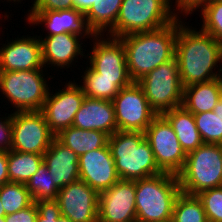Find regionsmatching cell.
Here are the masks:
<instances>
[{"instance_id":"6da1fadb","label":"cell","mask_w":222,"mask_h":222,"mask_svg":"<svg viewBox=\"0 0 222 222\" xmlns=\"http://www.w3.org/2000/svg\"><path fill=\"white\" fill-rule=\"evenodd\" d=\"M175 57L183 87L222 77L221 68L219 73L213 72L217 63L222 61V43L202 30L188 28L179 19Z\"/></svg>"},{"instance_id":"7a4b0ae2","label":"cell","mask_w":222,"mask_h":222,"mask_svg":"<svg viewBox=\"0 0 222 222\" xmlns=\"http://www.w3.org/2000/svg\"><path fill=\"white\" fill-rule=\"evenodd\" d=\"M177 32L178 18L159 29L119 38L125 48L128 72L133 82L175 57Z\"/></svg>"},{"instance_id":"3957f363","label":"cell","mask_w":222,"mask_h":222,"mask_svg":"<svg viewBox=\"0 0 222 222\" xmlns=\"http://www.w3.org/2000/svg\"><path fill=\"white\" fill-rule=\"evenodd\" d=\"M108 146L120 180L135 181L162 173L144 132L116 131L108 137Z\"/></svg>"},{"instance_id":"277c9868","label":"cell","mask_w":222,"mask_h":222,"mask_svg":"<svg viewBox=\"0 0 222 222\" xmlns=\"http://www.w3.org/2000/svg\"><path fill=\"white\" fill-rule=\"evenodd\" d=\"M137 222H159L172 219L173 206L181 193L178 176L162 172L135 180Z\"/></svg>"},{"instance_id":"5b68a950","label":"cell","mask_w":222,"mask_h":222,"mask_svg":"<svg viewBox=\"0 0 222 222\" xmlns=\"http://www.w3.org/2000/svg\"><path fill=\"white\" fill-rule=\"evenodd\" d=\"M171 0H123L115 25L109 36L120 38L129 34L159 29L174 22L179 12L172 11Z\"/></svg>"},{"instance_id":"8992f818","label":"cell","mask_w":222,"mask_h":222,"mask_svg":"<svg viewBox=\"0 0 222 222\" xmlns=\"http://www.w3.org/2000/svg\"><path fill=\"white\" fill-rule=\"evenodd\" d=\"M177 176L181 192L188 195L222 186V144L203 143L189 152Z\"/></svg>"},{"instance_id":"52a82bcc","label":"cell","mask_w":222,"mask_h":222,"mask_svg":"<svg viewBox=\"0 0 222 222\" xmlns=\"http://www.w3.org/2000/svg\"><path fill=\"white\" fill-rule=\"evenodd\" d=\"M42 71H0V91L15 112L41 111L50 91Z\"/></svg>"},{"instance_id":"ba28073f","label":"cell","mask_w":222,"mask_h":222,"mask_svg":"<svg viewBox=\"0 0 222 222\" xmlns=\"http://www.w3.org/2000/svg\"><path fill=\"white\" fill-rule=\"evenodd\" d=\"M137 83L157 115L182 105L184 87L176 57L150 71Z\"/></svg>"},{"instance_id":"9c48e42d","label":"cell","mask_w":222,"mask_h":222,"mask_svg":"<svg viewBox=\"0 0 222 222\" xmlns=\"http://www.w3.org/2000/svg\"><path fill=\"white\" fill-rule=\"evenodd\" d=\"M144 133L158 168L162 172L178 175L185 165L187 154L168 120L163 115H157Z\"/></svg>"},{"instance_id":"30bf717a","label":"cell","mask_w":222,"mask_h":222,"mask_svg":"<svg viewBox=\"0 0 222 222\" xmlns=\"http://www.w3.org/2000/svg\"><path fill=\"white\" fill-rule=\"evenodd\" d=\"M112 102L117 131L145 132L157 116L137 82L120 89Z\"/></svg>"},{"instance_id":"8fae6325","label":"cell","mask_w":222,"mask_h":222,"mask_svg":"<svg viewBox=\"0 0 222 222\" xmlns=\"http://www.w3.org/2000/svg\"><path fill=\"white\" fill-rule=\"evenodd\" d=\"M11 150L43 155L55 135L41 111L13 112Z\"/></svg>"},{"instance_id":"7c38bea8","label":"cell","mask_w":222,"mask_h":222,"mask_svg":"<svg viewBox=\"0 0 222 222\" xmlns=\"http://www.w3.org/2000/svg\"><path fill=\"white\" fill-rule=\"evenodd\" d=\"M99 36L102 35L93 37L95 42L92 54H89V66L99 74V78L116 79V85L120 89L130 85L133 81L128 72L122 41L116 37L104 39L102 36L101 39Z\"/></svg>"},{"instance_id":"4fadbf2b","label":"cell","mask_w":222,"mask_h":222,"mask_svg":"<svg viewBox=\"0 0 222 222\" xmlns=\"http://www.w3.org/2000/svg\"><path fill=\"white\" fill-rule=\"evenodd\" d=\"M85 97L80 85L72 81L53 96L48 93L41 112L54 135L73 125L75 115Z\"/></svg>"},{"instance_id":"5bb4252c","label":"cell","mask_w":222,"mask_h":222,"mask_svg":"<svg viewBox=\"0 0 222 222\" xmlns=\"http://www.w3.org/2000/svg\"><path fill=\"white\" fill-rule=\"evenodd\" d=\"M98 220L102 222H137L136 183L119 180L99 194Z\"/></svg>"},{"instance_id":"9a60e30c","label":"cell","mask_w":222,"mask_h":222,"mask_svg":"<svg viewBox=\"0 0 222 222\" xmlns=\"http://www.w3.org/2000/svg\"><path fill=\"white\" fill-rule=\"evenodd\" d=\"M62 216L72 222H97L99 193L78 180L61 188L57 195Z\"/></svg>"},{"instance_id":"2e32d148","label":"cell","mask_w":222,"mask_h":222,"mask_svg":"<svg viewBox=\"0 0 222 222\" xmlns=\"http://www.w3.org/2000/svg\"><path fill=\"white\" fill-rule=\"evenodd\" d=\"M79 180L99 194L120 180L108 143L79 156Z\"/></svg>"},{"instance_id":"e0dca14e","label":"cell","mask_w":222,"mask_h":222,"mask_svg":"<svg viewBox=\"0 0 222 222\" xmlns=\"http://www.w3.org/2000/svg\"><path fill=\"white\" fill-rule=\"evenodd\" d=\"M43 67L41 41L37 36L17 38L0 49V71L42 70Z\"/></svg>"},{"instance_id":"ac0fdd59","label":"cell","mask_w":222,"mask_h":222,"mask_svg":"<svg viewBox=\"0 0 222 222\" xmlns=\"http://www.w3.org/2000/svg\"><path fill=\"white\" fill-rule=\"evenodd\" d=\"M27 20L29 24H45L49 32L46 36H52L62 33L77 34L81 37H90L95 35L89 28L86 17L81 11L72 9L60 11H29Z\"/></svg>"},{"instance_id":"d6986e66","label":"cell","mask_w":222,"mask_h":222,"mask_svg":"<svg viewBox=\"0 0 222 222\" xmlns=\"http://www.w3.org/2000/svg\"><path fill=\"white\" fill-rule=\"evenodd\" d=\"M72 126L83 130H99L108 136L113 135L117 131L113 102L85 97Z\"/></svg>"},{"instance_id":"ffe728a7","label":"cell","mask_w":222,"mask_h":222,"mask_svg":"<svg viewBox=\"0 0 222 222\" xmlns=\"http://www.w3.org/2000/svg\"><path fill=\"white\" fill-rule=\"evenodd\" d=\"M43 162L59 188L79 180V156L54 138L43 154Z\"/></svg>"},{"instance_id":"44dd1931","label":"cell","mask_w":222,"mask_h":222,"mask_svg":"<svg viewBox=\"0 0 222 222\" xmlns=\"http://www.w3.org/2000/svg\"><path fill=\"white\" fill-rule=\"evenodd\" d=\"M38 37L41 41L44 66L51 64L54 67L57 65L60 68H68L70 64L73 65L72 62L77 56H84L81 48L83 43L79 41L82 37L77 34L62 33L46 36L44 39L40 38V36Z\"/></svg>"},{"instance_id":"7402d4cb","label":"cell","mask_w":222,"mask_h":222,"mask_svg":"<svg viewBox=\"0 0 222 222\" xmlns=\"http://www.w3.org/2000/svg\"><path fill=\"white\" fill-rule=\"evenodd\" d=\"M222 98V77L183 88L182 106L193 114L213 111Z\"/></svg>"},{"instance_id":"603a6c76","label":"cell","mask_w":222,"mask_h":222,"mask_svg":"<svg viewBox=\"0 0 222 222\" xmlns=\"http://www.w3.org/2000/svg\"><path fill=\"white\" fill-rule=\"evenodd\" d=\"M162 115L172 126L186 154L196 150L203 144L193 113L185 109L182 105L164 112Z\"/></svg>"},{"instance_id":"cb8c5ba5","label":"cell","mask_w":222,"mask_h":222,"mask_svg":"<svg viewBox=\"0 0 222 222\" xmlns=\"http://www.w3.org/2000/svg\"><path fill=\"white\" fill-rule=\"evenodd\" d=\"M108 135L99 130H83L70 126L61 130L55 138L70 148L78 156L104 147L108 143Z\"/></svg>"},{"instance_id":"d4e9b609","label":"cell","mask_w":222,"mask_h":222,"mask_svg":"<svg viewBox=\"0 0 222 222\" xmlns=\"http://www.w3.org/2000/svg\"><path fill=\"white\" fill-rule=\"evenodd\" d=\"M123 0H94V4L84 14L89 28L95 35L111 29L118 18ZM108 27V28H107Z\"/></svg>"},{"instance_id":"484cf974","label":"cell","mask_w":222,"mask_h":222,"mask_svg":"<svg viewBox=\"0 0 222 222\" xmlns=\"http://www.w3.org/2000/svg\"><path fill=\"white\" fill-rule=\"evenodd\" d=\"M43 162V155L8 151L9 182L27 184Z\"/></svg>"},{"instance_id":"4316f807","label":"cell","mask_w":222,"mask_h":222,"mask_svg":"<svg viewBox=\"0 0 222 222\" xmlns=\"http://www.w3.org/2000/svg\"><path fill=\"white\" fill-rule=\"evenodd\" d=\"M203 143L222 144V98L213 111L193 114Z\"/></svg>"},{"instance_id":"83f0119b","label":"cell","mask_w":222,"mask_h":222,"mask_svg":"<svg viewBox=\"0 0 222 222\" xmlns=\"http://www.w3.org/2000/svg\"><path fill=\"white\" fill-rule=\"evenodd\" d=\"M82 76L84 82L80 87L88 98L112 101L120 91V88L116 85V79L99 78V74L90 66L89 68L86 67Z\"/></svg>"},{"instance_id":"f1b7e54d","label":"cell","mask_w":222,"mask_h":222,"mask_svg":"<svg viewBox=\"0 0 222 222\" xmlns=\"http://www.w3.org/2000/svg\"><path fill=\"white\" fill-rule=\"evenodd\" d=\"M173 222H208L203 204L197 195L180 193L173 206Z\"/></svg>"},{"instance_id":"f546056e","label":"cell","mask_w":222,"mask_h":222,"mask_svg":"<svg viewBox=\"0 0 222 222\" xmlns=\"http://www.w3.org/2000/svg\"><path fill=\"white\" fill-rule=\"evenodd\" d=\"M0 199L5 216L30 206L34 200L26 184L7 182L0 187Z\"/></svg>"},{"instance_id":"4dcf8cb0","label":"cell","mask_w":222,"mask_h":222,"mask_svg":"<svg viewBox=\"0 0 222 222\" xmlns=\"http://www.w3.org/2000/svg\"><path fill=\"white\" fill-rule=\"evenodd\" d=\"M26 186L34 202L42 199H57L60 190L54 184V178L44 162L41 163L38 171L31 177Z\"/></svg>"},{"instance_id":"1f68e13d","label":"cell","mask_w":222,"mask_h":222,"mask_svg":"<svg viewBox=\"0 0 222 222\" xmlns=\"http://www.w3.org/2000/svg\"><path fill=\"white\" fill-rule=\"evenodd\" d=\"M200 7L203 19L201 30L222 43V1L208 0Z\"/></svg>"},{"instance_id":"d6a6232c","label":"cell","mask_w":222,"mask_h":222,"mask_svg":"<svg viewBox=\"0 0 222 222\" xmlns=\"http://www.w3.org/2000/svg\"><path fill=\"white\" fill-rule=\"evenodd\" d=\"M201 200L208 222H222V186L201 191Z\"/></svg>"},{"instance_id":"836d02e7","label":"cell","mask_w":222,"mask_h":222,"mask_svg":"<svg viewBox=\"0 0 222 222\" xmlns=\"http://www.w3.org/2000/svg\"><path fill=\"white\" fill-rule=\"evenodd\" d=\"M38 210L36 222H72L62 216L57 199H42L35 202Z\"/></svg>"},{"instance_id":"e575fe53","label":"cell","mask_w":222,"mask_h":222,"mask_svg":"<svg viewBox=\"0 0 222 222\" xmlns=\"http://www.w3.org/2000/svg\"><path fill=\"white\" fill-rule=\"evenodd\" d=\"M74 8L73 0H34L29 11H60Z\"/></svg>"},{"instance_id":"d590c367","label":"cell","mask_w":222,"mask_h":222,"mask_svg":"<svg viewBox=\"0 0 222 222\" xmlns=\"http://www.w3.org/2000/svg\"><path fill=\"white\" fill-rule=\"evenodd\" d=\"M38 210L35 202L18 212L5 216V222H36Z\"/></svg>"},{"instance_id":"8d00e7d4","label":"cell","mask_w":222,"mask_h":222,"mask_svg":"<svg viewBox=\"0 0 222 222\" xmlns=\"http://www.w3.org/2000/svg\"><path fill=\"white\" fill-rule=\"evenodd\" d=\"M12 118L11 114L0 120V151L8 152L12 146Z\"/></svg>"},{"instance_id":"74e56055","label":"cell","mask_w":222,"mask_h":222,"mask_svg":"<svg viewBox=\"0 0 222 222\" xmlns=\"http://www.w3.org/2000/svg\"><path fill=\"white\" fill-rule=\"evenodd\" d=\"M207 1L208 0H175L174 3H176L175 5H177L176 9L178 8L179 11L181 10V13L184 12L186 17L187 14H192L194 9H200L199 6Z\"/></svg>"},{"instance_id":"f35d334b","label":"cell","mask_w":222,"mask_h":222,"mask_svg":"<svg viewBox=\"0 0 222 222\" xmlns=\"http://www.w3.org/2000/svg\"><path fill=\"white\" fill-rule=\"evenodd\" d=\"M9 182L8 152L0 151V187Z\"/></svg>"},{"instance_id":"ab89813d","label":"cell","mask_w":222,"mask_h":222,"mask_svg":"<svg viewBox=\"0 0 222 222\" xmlns=\"http://www.w3.org/2000/svg\"><path fill=\"white\" fill-rule=\"evenodd\" d=\"M74 9L85 14L94 4V0H73Z\"/></svg>"},{"instance_id":"60d3db41","label":"cell","mask_w":222,"mask_h":222,"mask_svg":"<svg viewBox=\"0 0 222 222\" xmlns=\"http://www.w3.org/2000/svg\"><path fill=\"white\" fill-rule=\"evenodd\" d=\"M0 217H5V210L0 199Z\"/></svg>"},{"instance_id":"b9f144b4","label":"cell","mask_w":222,"mask_h":222,"mask_svg":"<svg viewBox=\"0 0 222 222\" xmlns=\"http://www.w3.org/2000/svg\"><path fill=\"white\" fill-rule=\"evenodd\" d=\"M159 222H173L172 219H168V220H165V221H159Z\"/></svg>"},{"instance_id":"7bdbcfd3","label":"cell","mask_w":222,"mask_h":222,"mask_svg":"<svg viewBox=\"0 0 222 222\" xmlns=\"http://www.w3.org/2000/svg\"><path fill=\"white\" fill-rule=\"evenodd\" d=\"M0 222H5V217H0Z\"/></svg>"}]
</instances>
